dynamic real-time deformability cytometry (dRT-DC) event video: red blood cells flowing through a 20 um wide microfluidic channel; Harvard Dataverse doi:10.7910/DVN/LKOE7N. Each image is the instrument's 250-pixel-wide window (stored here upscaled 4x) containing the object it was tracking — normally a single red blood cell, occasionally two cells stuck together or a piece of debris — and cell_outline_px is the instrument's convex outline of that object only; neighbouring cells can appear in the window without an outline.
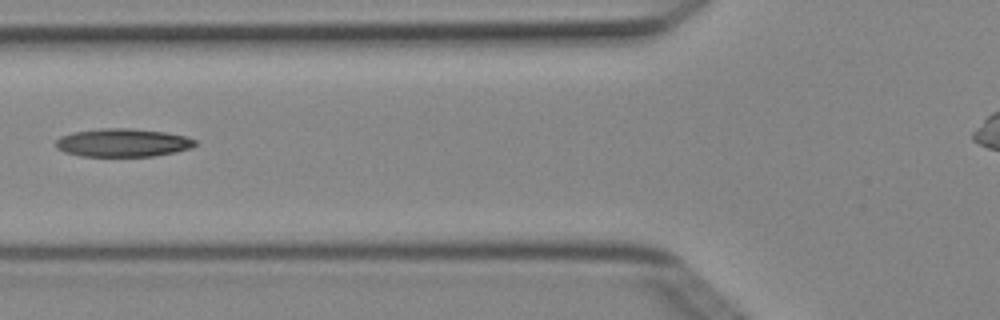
{"species": "Egyptian fruit bat (a non-hibernating species)", "species_latin": "Rousettus aegyptiacus", "temperature_condition": "cold", "stored_images_in_passage": 6, "camera_frame_rate_fps": 3000, "um_per_image_px": 0.085, "animal": {"sex": "female"}, "frame": {"image": 1, "passage_image": 5, "time_ms": 1.333, "image_size_px": [1000, 320], "cell_outline_px": [[196, 144], [192, 148], [152, 156], [80, 156], [64, 152], [56, 148], [56, 140], [60, 136], [76, 132], [100, 128], [132, 128], [164, 132], [184, 136], [196, 140]], "centroid_in_image_um": [10.41, 12.13], "position_along_channel_um": 115.4, "area_um2": 22.77}}
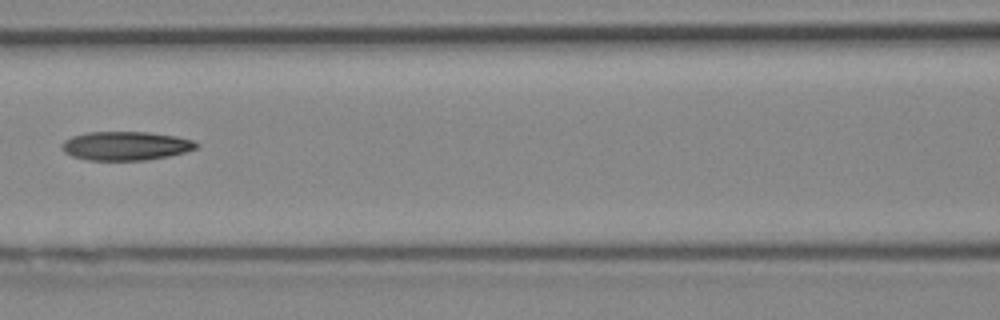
{"frame": {"image": 2, "passage_image": 6, "time_ms": 1.667, "image_size_px": [1000, 320], "cell_outline_px": [[200, 144], [196, 148], [184, 152], [168, 156], [144, 160], [88, 160], [72, 156], [64, 152], [60, 148], [60, 144], [64, 140], [72, 136], [88, 132], [148, 132], [176, 136], [192, 140]], "centroid_in_image_um": [10.65, 12.39], "position_along_channel_um": 156.0, "area_um2": 22.6}}